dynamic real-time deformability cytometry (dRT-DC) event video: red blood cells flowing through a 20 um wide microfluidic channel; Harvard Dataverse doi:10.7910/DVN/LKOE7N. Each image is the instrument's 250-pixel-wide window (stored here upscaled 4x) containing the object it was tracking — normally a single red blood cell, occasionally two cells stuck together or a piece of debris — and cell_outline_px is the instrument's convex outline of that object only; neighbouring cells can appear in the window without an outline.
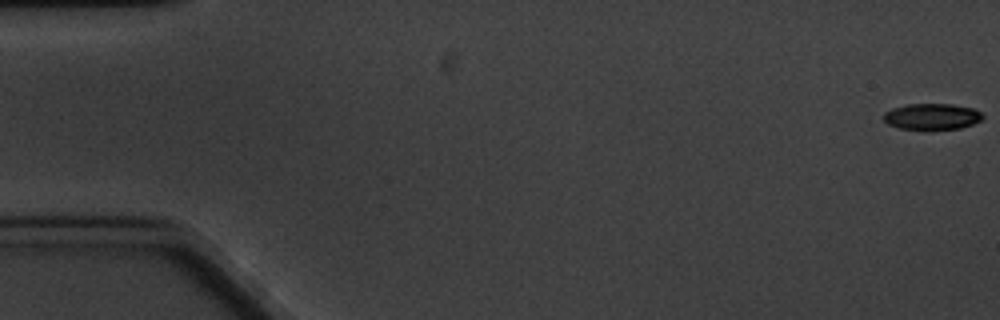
{"species": "common noctule bat (a hibernating species)", "species_latin": "Nyctalus noctula", "temperature_condition": "cold", "stored_images_in_passage": 5, "camera_frame_rate_fps": 3000, "um_per_image_px": 0.085, "animal": {"sex": "male", "body_mass_g": 20.1, "forearm_length_mm": 53.5}, "frame": {"image": 1, "passage_image": 1, "time_ms": 0.0, "image_size_px": [1000, 320], "cell_outline_px": [[984, 116], [980, 120], [972, 124], [960, 128], [928, 132], [924, 132], [900, 128], [888, 124], [884, 120], [884, 112], [892, 108], [908, 104], [952, 104], [972, 108], [980, 112]], "centroid_in_image_um": [79.19, 9.95], "position_along_channel_um": 5.8, "area_um2": 15.61}}
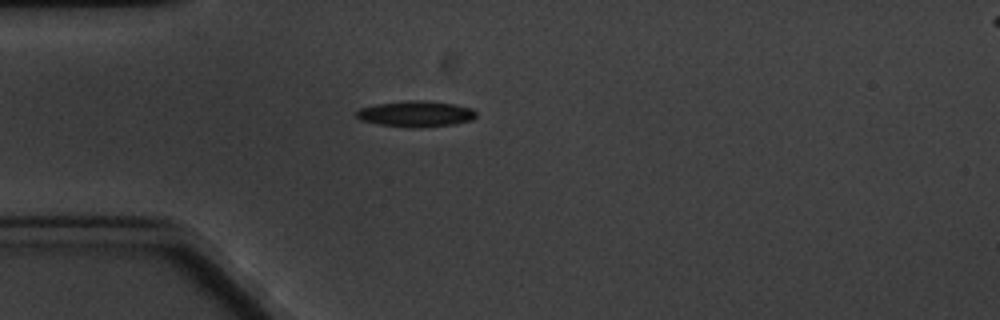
{"frame": {"image": 2, "passage_image": 5, "time_ms": 5.333, "image_size_px": [1000, 320], "cell_outline_px": [[476, 116], [472, 120], [452, 124], [416, 128], [380, 124], [360, 120], [356, 116], [356, 112], [360, 108], [376, 104], [408, 100], [420, 100], [452, 104], [472, 108], [476, 112]], "centroid_in_image_um": [35.34, 9.67], "position_along_channel_um": 49.7, "area_um2": 17.86}}